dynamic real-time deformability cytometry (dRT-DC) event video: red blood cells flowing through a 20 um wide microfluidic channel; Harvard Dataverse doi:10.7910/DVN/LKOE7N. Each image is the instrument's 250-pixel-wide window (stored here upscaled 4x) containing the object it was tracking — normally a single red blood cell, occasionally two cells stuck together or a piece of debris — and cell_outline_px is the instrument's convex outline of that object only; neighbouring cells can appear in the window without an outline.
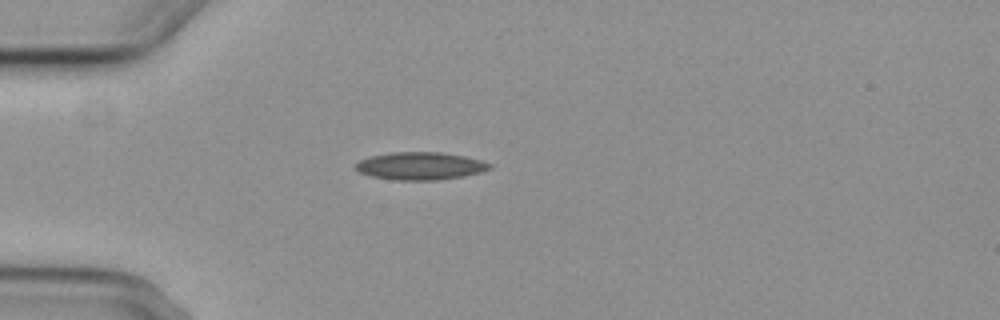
{"species": "common noctule bat (a hibernating species)", "species_latin": "Nyctalus noctula", "temperature_condition": "cold", "stored_images_in_passage": 1, "camera_frame_rate_fps": 3000, "um_per_image_px": 0.085, "animal": {"sex": "female", "body_mass_g": 29.2, "forearm_length_mm": 56.3}, "frame": {"image": 1, "passage_image": 1, "time_ms": 0.0, "image_size_px": [1000, 320], "cell_outline_px": [[492, 168], [480, 172], [464, 176], [436, 180], [396, 180], [372, 176], [360, 172], [356, 168], [356, 164], [360, 160], [372, 156], [392, 152], [440, 152], [464, 156], [480, 160], [492, 164]], "centroid_in_image_um": [35.75, 14.1], "position_along_channel_um": 49.2, "area_um2": 21.39}}